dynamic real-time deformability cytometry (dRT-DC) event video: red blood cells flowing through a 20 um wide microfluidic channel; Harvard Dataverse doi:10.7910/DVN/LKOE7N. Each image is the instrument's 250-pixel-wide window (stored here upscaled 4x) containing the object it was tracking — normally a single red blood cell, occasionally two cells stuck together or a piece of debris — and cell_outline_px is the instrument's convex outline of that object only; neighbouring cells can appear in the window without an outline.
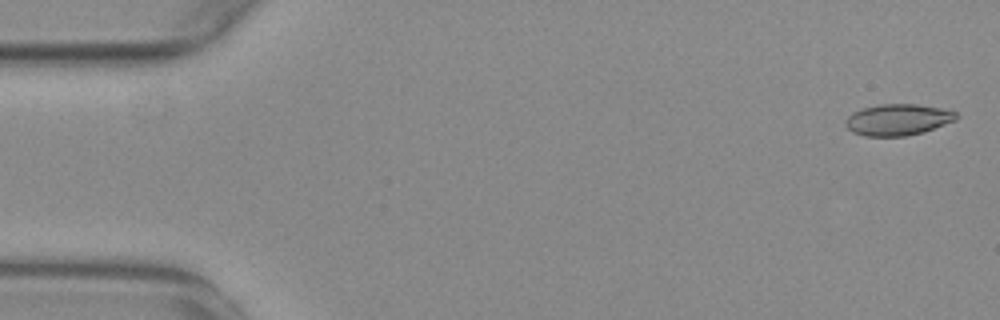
{"species": "common noctule bat (a hibernating species)", "species_latin": "Nyctalus noctula", "temperature_condition": "warm", "stored_images_in_passage": 53, "camera_frame_rate_fps": 3000, "um_per_image_px": 0.085, "animal": {"sex": "female", "body_mass_g": 29.2, "forearm_length_mm": 56.3}, "frame": {"image": 1, "passage_image": 2, "time_ms": 0.333, "image_size_px": [1000, 320], "cell_outline_px": [[956, 120], [924, 132], [904, 136], [864, 136], [852, 132], [844, 124], [844, 120], [852, 112], [864, 108], [880, 104], [916, 104], [940, 108], [956, 112]], "centroid_in_image_um": [76.28, 10.18], "position_along_channel_um": 8.7, "area_um2": 20.17}}
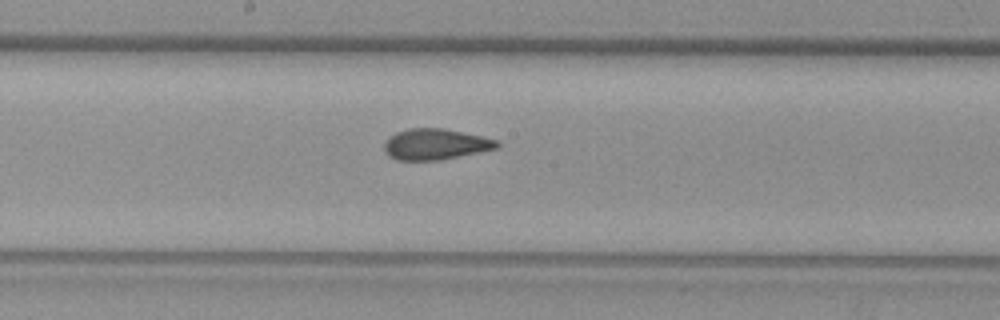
{"frame": {"image": 2, "passage_image": 29, "time_ms": 9.333, "image_size_px": [1000, 320], "cell_outline_px": [[500, 144], [496, 148], [440, 160], [396, 160], [388, 156], [384, 152], [384, 144], [396, 132], [408, 128], [444, 128], [484, 136], [500, 140]], "centroid_in_image_um": [37.02, 12.25], "position_along_channel_um": 211.2, "area_um2": 20.35}}
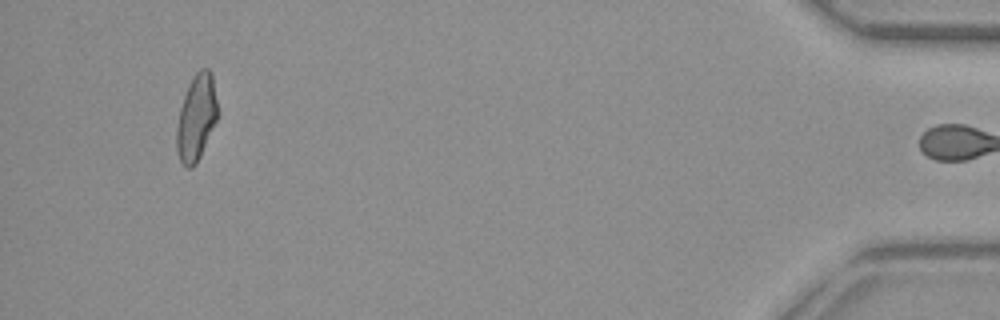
{"frame": {"image": 3, "passage_image": 52, "time_ms": 17.0, "image_size_px": [1000, 320], "cell_outline_px": [[216, 120], [200, 156], [196, 164], [192, 168], [188, 168], [180, 160], [176, 148], [176, 128], [180, 108], [188, 84], [196, 72], [200, 68], [208, 68], [212, 72], [216, 100]], "centroid_in_image_um": [16.67, 9.98], "position_along_channel_um": 418.5, "area_um2": 20.23}, "authors_computed_cell_mechanics": {"area_um2": 20.4034, "velocity_mm_per_s": 3.7735, "shape_relaxation_time_tau1_ms": null, "shape_relaxation_time_tau2_ms": 1.4238, "deformation_change_tau1": null, "deformation_change_tau2": 0.0808}}